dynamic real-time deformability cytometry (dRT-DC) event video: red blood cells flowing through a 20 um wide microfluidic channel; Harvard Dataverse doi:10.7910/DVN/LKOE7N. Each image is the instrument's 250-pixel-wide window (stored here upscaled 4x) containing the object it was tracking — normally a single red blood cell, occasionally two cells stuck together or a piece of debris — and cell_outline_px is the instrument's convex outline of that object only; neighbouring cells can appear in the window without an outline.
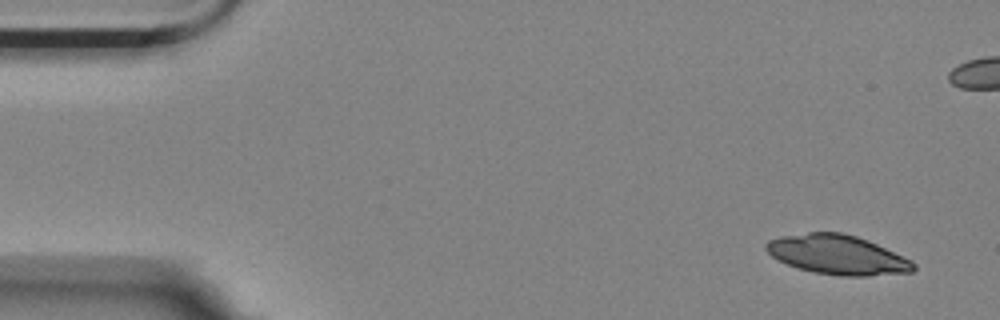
{"species": "Egyptian fruit bat (a non-hibernating species)", "species_latin": "Rousettus aegyptiacus", "temperature_condition": "room temperature", "stored_images_in_passage": 10, "camera_frame_rate_fps": 3000, "um_per_image_px": 0.085, "animal": {"sex": "female"}, "frame": {"image": 1, "passage_image": 1, "time_ms": 0.0, "image_size_px": [1000, 320], "cell_outline_px": [[916, 268], [912, 272], [868, 276], [840, 276], [812, 272], [796, 268], [772, 256], [764, 248], [764, 244], [768, 240], [780, 236], [808, 232], [844, 232], [868, 240], [912, 260], [916, 264]], "centroid_in_image_um": [71.18, 21.65], "position_along_channel_um": 13.8, "area_um2": 34.1}}
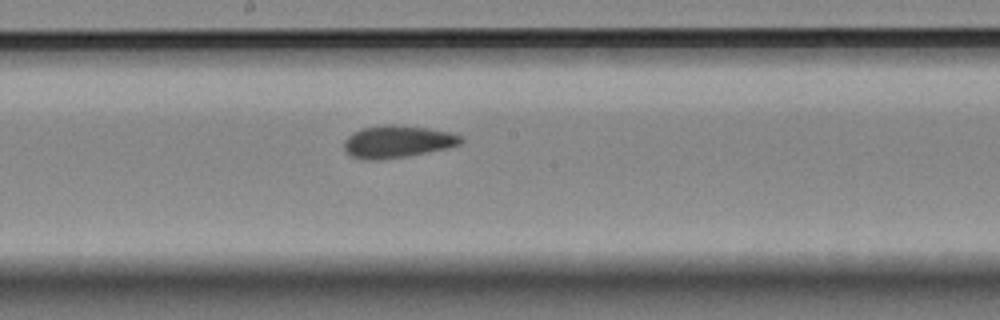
{"frame": {"image": 2, "passage_image": 10, "time_ms": 3.0, "image_size_px": [1000, 320], "cell_outline_px": [[464, 140], [460, 144], [448, 148], [404, 156], [376, 160], [364, 160], [352, 156], [344, 152], [344, 140], [352, 132], [360, 128], [388, 124], [392, 124], [428, 128], [452, 132], [464, 136]], "centroid_in_image_um": [33.78, 12.02], "position_along_channel_um": 214.4, "area_um2": 22.14}}